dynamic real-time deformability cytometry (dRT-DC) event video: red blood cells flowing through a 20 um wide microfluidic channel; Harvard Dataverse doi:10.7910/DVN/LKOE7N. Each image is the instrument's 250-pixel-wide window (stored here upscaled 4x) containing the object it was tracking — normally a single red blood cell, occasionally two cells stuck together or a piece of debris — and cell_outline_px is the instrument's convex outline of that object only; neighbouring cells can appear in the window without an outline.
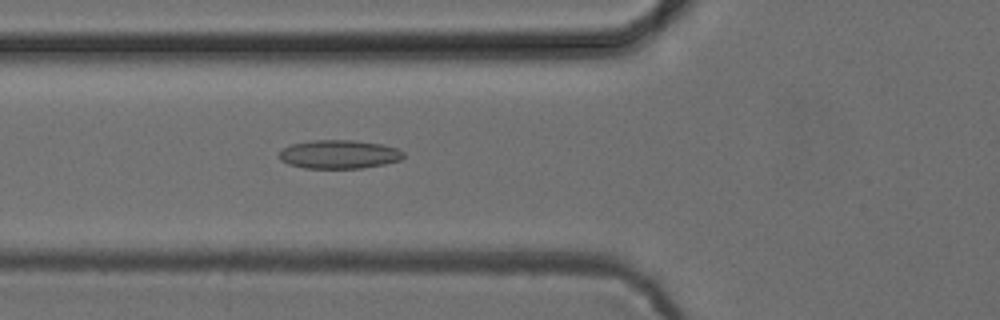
{"species": "common noctule bat (a hibernating species)", "species_latin": "Nyctalus noctula", "temperature_condition": "cold", "stored_images_in_passage": 39, "camera_frame_rate_fps": 3000, "um_per_image_px": 0.085, "animal": {"sex": "female", "body_mass_g": 24.6, "forearm_length_mm": 56.2}, "frame": {"image": 1, "passage_image": 6, "time_ms": 1.667, "image_size_px": [1000, 320], "cell_outline_px": [[404, 156], [400, 160], [384, 164], [360, 168], [304, 168], [288, 164], [280, 160], [280, 152], [284, 148], [292, 144], [312, 140], [356, 140], [380, 144], [396, 148], [404, 152]], "centroid_in_image_um": [28.82, 13.11], "position_along_channel_um": 97.0, "area_um2": 20.63}}
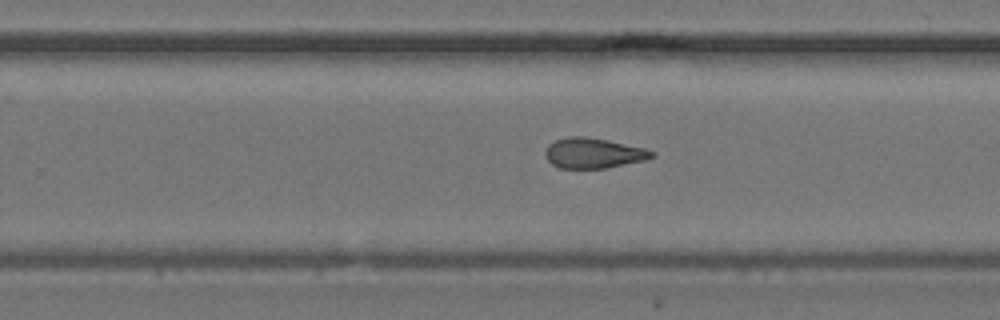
{"frame": {"image": 2, "passage_image": 20, "time_ms": 6.333, "image_size_px": [1000, 320], "cell_outline_px": [[656, 156], [644, 160], [608, 168], [560, 168], [552, 164], [544, 156], [544, 152], [548, 144], [556, 140], [568, 136], [584, 136], [608, 140], [644, 148], [656, 152]], "centroid_in_image_um": [50.43, 13.01], "position_along_channel_um": 279.4, "area_um2": 18.9}}
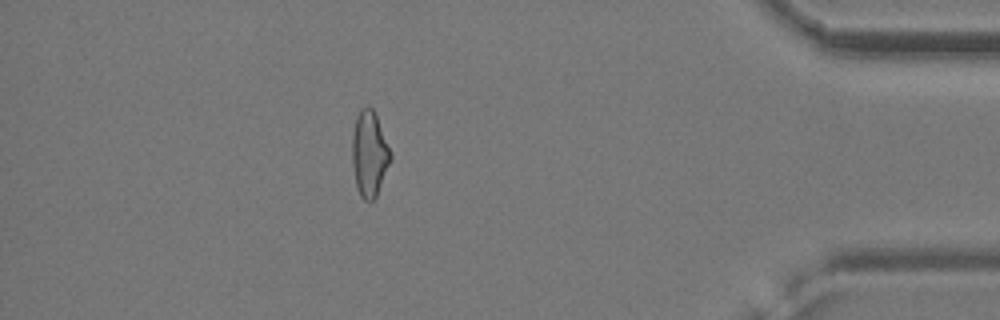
{"frame": {"image": 3, "passage_image": 33, "time_ms": 10.667, "image_size_px": [1000, 320], "cell_outline_px": [[392, 160], [376, 196], [372, 200], [364, 200], [360, 196], [356, 184], [352, 164], [352, 136], [356, 116], [360, 108], [372, 108], [376, 116], [392, 156]], "centroid_in_image_um": [31.39, 13.09], "position_along_channel_um": 403.8, "area_um2": 18.9}, "authors_computed_cell_mechanics": {"area_um2": 19.3052, "velocity_mm_per_s": 3.9004, "shape_relaxation_time_tau1_ms": null, "shape_relaxation_time_tau2_ms": 3.0506, "deformation_change_tau1": null, "deformation_change_tau2": 0.1127}}